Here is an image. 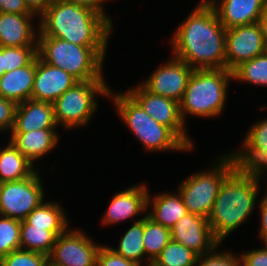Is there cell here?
Masks as SVG:
<instances>
[{
    "label": "cell",
    "mask_w": 267,
    "mask_h": 266,
    "mask_svg": "<svg viewBox=\"0 0 267 266\" xmlns=\"http://www.w3.org/2000/svg\"><path fill=\"white\" fill-rule=\"evenodd\" d=\"M30 162L9 140L5 147L0 146V183L19 181L36 171Z\"/></svg>",
    "instance_id": "cb8c5ba5"
},
{
    "label": "cell",
    "mask_w": 267,
    "mask_h": 266,
    "mask_svg": "<svg viewBox=\"0 0 267 266\" xmlns=\"http://www.w3.org/2000/svg\"><path fill=\"white\" fill-rule=\"evenodd\" d=\"M264 197L267 199V190H266V193L264 194Z\"/></svg>",
    "instance_id": "7dc6e473"
},
{
    "label": "cell",
    "mask_w": 267,
    "mask_h": 266,
    "mask_svg": "<svg viewBox=\"0 0 267 266\" xmlns=\"http://www.w3.org/2000/svg\"><path fill=\"white\" fill-rule=\"evenodd\" d=\"M118 92V93H117ZM109 90L116 114L146 151L190 152L191 149L168 127L159 124L126 92Z\"/></svg>",
    "instance_id": "5b68a950"
},
{
    "label": "cell",
    "mask_w": 267,
    "mask_h": 266,
    "mask_svg": "<svg viewBox=\"0 0 267 266\" xmlns=\"http://www.w3.org/2000/svg\"><path fill=\"white\" fill-rule=\"evenodd\" d=\"M264 53L266 44L258 22L226 29V69L233 72L242 63Z\"/></svg>",
    "instance_id": "7c38bea8"
},
{
    "label": "cell",
    "mask_w": 267,
    "mask_h": 266,
    "mask_svg": "<svg viewBox=\"0 0 267 266\" xmlns=\"http://www.w3.org/2000/svg\"><path fill=\"white\" fill-rule=\"evenodd\" d=\"M150 192L147 196V215L165 228L171 229L181 217L188 213L178 190L177 194L165 191L153 197Z\"/></svg>",
    "instance_id": "44dd1931"
},
{
    "label": "cell",
    "mask_w": 267,
    "mask_h": 266,
    "mask_svg": "<svg viewBox=\"0 0 267 266\" xmlns=\"http://www.w3.org/2000/svg\"><path fill=\"white\" fill-rule=\"evenodd\" d=\"M78 80L65 70L44 62L36 56V72L31 99L53 103Z\"/></svg>",
    "instance_id": "2e32d148"
},
{
    "label": "cell",
    "mask_w": 267,
    "mask_h": 266,
    "mask_svg": "<svg viewBox=\"0 0 267 266\" xmlns=\"http://www.w3.org/2000/svg\"><path fill=\"white\" fill-rule=\"evenodd\" d=\"M67 229L59 235L48 259L58 266H96L101 243L92 240L84 230Z\"/></svg>",
    "instance_id": "8fae6325"
},
{
    "label": "cell",
    "mask_w": 267,
    "mask_h": 266,
    "mask_svg": "<svg viewBox=\"0 0 267 266\" xmlns=\"http://www.w3.org/2000/svg\"><path fill=\"white\" fill-rule=\"evenodd\" d=\"M9 136V141L33 164L56 149L60 139L57 129L10 132Z\"/></svg>",
    "instance_id": "ffe728a7"
},
{
    "label": "cell",
    "mask_w": 267,
    "mask_h": 266,
    "mask_svg": "<svg viewBox=\"0 0 267 266\" xmlns=\"http://www.w3.org/2000/svg\"><path fill=\"white\" fill-rule=\"evenodd\" d=\"M170 230L172 240L184 245L198 256L208 254L221 245L215 239L208 219L198 214L187 213Z\"/></svg>",
    "instance_id": "5bb4252c"
},
{
    "label": "cell",
    "mask_w": 267,
    "mask_h": 266,
    "mask_svg": "<svg viewBox=\"0 0 267 266\" xmlns=\"http://www.w3.org/2000/svg\"><path fill=\"white\" fill-rule=\"evenodd\" d=\"M159 124L170 128L191 150L194 143L187 132L179 102L148 91L141 83L125 90Z\"/></svg>",
    "instance_id": "30bf717a"
},
{
    "label": "cell",
    "mask_w": 267,
    "mask_h": 266,
    "mask_svg": "<svg viewBox=\"0 0 267 266\" xmlns=\"http://www.w3.org/2000/svg\"><path fill=\"white\" fill-rule=\"evenodd\" d=\"M242 141L240 145L242 147L239 150L225 153L230 159L232 170L262 181L263 178L265 179L264 175H267L265 174L267 173V154L262 151L261 147L253 146L245 138Z\"/></svg>",
    "instance_id": "603a6c76"
},
{
    "label": "cell",
    "mask_w": 267,
    "mask_h": 266,
    "mask_svg": "<svg viewBox=\"0 0 267 266\" xmlns=\"http://www.w3.org/2000/svg\"><path fill=\"white\" fill-rule=\"evenodd\" d=\"M143 235L144 215L142 220L134 222V224L123 233L122 238L118 240L119 243L117 244V248H113L111 246L109 247L116 254L123 256L128 260L134 261L140 266H142V263L146 260L144 265L148 266L151 262L145 258L146 255L143 245Z\"/></svg>",
    "instance_id": "484cf974"
},
{
    "label": "cell",
    "mask_w": 267,
    "mask_h": 266,
    "mask_svg": "<svg viewBox=\"0 0 267 266\" xmlns=\"http://www.w3.org/2000/svg\"><path fill=\"white\" fill-rule=\"evenodd\" d=\"M172 239L171 230L144 216L143 245L146 258L152 263Z\"/></svg>",
    "instance_id": "83f0119b"
},
{
    "label": "cell",
    "mask_w": 267,
    "mask_h": 266,
    "mask_svg": "<svg viewBox=\"0 0 267 266\" xmlns=\"http://www.w3.org/2000/svg\"><path fill=\"white\" fill-rule=\"evenodd\" d=\"M5 73L4 46H0V77Z\"/></svg>",
    "instance_id": "ee69618b"
},
{
    "label": "cell",
    "mask_w": 267,
    "mask_h": 266,
    "mask_svg": "<svg viewBox=\"0 0 267 266\" xmlns=\"http://www.w3.org/2000/svg\"><path fill=\"white\" fill-rule=\"evenodd\" d=\"M1 266H44L48 256L23 249H17L0 259Z\"/></svg>",
    "instance_id": "836d02e7"
},
{
    "label": "cell",
    "mask_w": 267,
    "mask_h": 266,
    "mask_svg": "<svg viewBox=\"0 0 267 266\" xmlns=\"http://www.w3.org/2000/svg\"><path fill=\"white\" fill-rule=\"evenodd\" d=\"M233 80L242 83L267 87V53L239 65L233 71Z\"/></svg>",
    "instance_id": "f1b7e54d"
},
{
    "label": "cell",
    "mask_w": 267,
    "mask_h": 266,
    "mask_svg": "<svg viewBox=\"0 0 267 266\" xmlns=\"http://www.w3.org/2000/svg\"><path fill=\"white\" fill-rule=\"evenodd\" d=\"M219 247L220 245L212 252L198 256L195 266H242L240 254H235L231 250L221 251Z\"/></svg>",
    "instance_id": "d6a6232c"
},
{
    "label": "cell",
    "mask_w": 267,
    "mask_h": 266,
    "mask_svg": "<svg viewBox=\"0 0 267 266\" xmlns=\"http://www.w3.org/2000/svg\"><path fill=\"white\" fill-rule=\"evenodd\" d=\"M54 1L55 0H25V3L33 14L40 17Z\"/></svg>",
    "instance_id": "b9f144b4"
},
{
    "label": "cell",
    "mask_w": 267,
    "mask_h": 266,
    "mask_svg": "<svg viewBox=\"0 0 267 266\" xmlns=\"http://www.w3.org/2000/svg\"><path fill=\"white\" fill-rule=\"evenodd\" d=\"M245 139L255 147H261L267 154V118L260 119L248 129Z\"/></svg>",
    "instance_id": "d590c367"
},
{
    "label": "cell",
    "mask_w": 267,
    "mask_h": 266,
    "mask_svg": "<svg viewBox=\"0 0 267 266\" xmlns=\"http://www.w3.org/2000/svg\"><path fill=\"white\" fill-rule=\"evenodd\" d=\"M258 23L263 33L265 44L267 45V9L261 15Z\"/></svg>",
    "instance_id": "7bdbcfd3"
},
{
    "label": "cell",
    "mask_w": 267,
    "mask_h": 266,
    "mask_svg": "<svg viewBox=\"0 0 267 266\" xmlns=\"http://www.w3.org/2000/svg\"><path fill=\"white\" fill-rule=\"evenodd\" d=\"M25 220L34 227L53 231L57 236L70 228L64 208L56 201H43Z\"/></svg>",
    "instance_id": "d4e9b609"
},
{
    "label": "cell",
    "mask_w": 267,
    "mask_h": 266,
    "mask_svg": "<svg viewBox=\"0 0 267 266\" xmlns=\"http://www.w3.org/2000/svg\"><path fill=\"white\" fill-rule=\"evenodd\" d=\"M193 71L186 62L171 55L141 84L153 94L180 102Z\"/></svg>",
    "instance_id": "4fadbf2b"
},
{
    "label": "cell",
    "mask_w": 267,
    "mask_h": 266,
    "mask_svg": "<svg viewBox=\"0 0 267 266\" xmlns=\"http://www.w3.org/2000/svg\"><path fill=\"white\" fill-rule=\"evenodd\" d=\"M67 2H71V3H74L76 5H79V6H83V7H86V8H91L95 11H97L98 13L104 15L111 23H113L111 20V16H109L108 13H106V10H105V3L110 0H65Z\"/></svg>",
    "instance_id": "60d3db41"
},
{
    "label": "cell",
    "mask_w": 267,
    "mask_h": 266,
    "mask_svg": "<svg viewBox=\"0 0 267 266\" xmlns=\"http://www.w3.org/2000/svg\"><path fill=\"white\" fill-rule=\"evenodd\" d=\"M44 266H58V265H55L54 263H52V262L48 259Z\"/></svg>",
    "instance_id": "bcb514c9"
},
{
    "label": "cell",
    "mask_w": 267,
    "mask_h": 266,
    "mask_svg": "<svg viewBox=\"0 0 267 266\" xmlns=\"http://www.w3.org/2000/svg\"><path fill=\"white\" fill-rule=\"evenodd\" d=\"M198 255L184 245L170 240L151 263L153 266H195Z\"/></svg>",
    "instance_id": "f546056e"
},
{
    "label": "cell",
    "mask_w": 267,
    "mask_h": 266,
    "mask_svg": "<svg viewBox=\"0 0 267 266\" xmlns=\"http://www.w3.org/2000/svg\"><path fill=\"white\" fill-rule=\"evenodd\" d=\"M35 14H16L0 12V46L25 47L37 46L38 26L34 27Z\"/></svg>",
    "instance_id": "e0dca14e"
},
{
    "label": "cell",
    "mask_w": 267,
    "mask_h": 266,
    "mask_svg": "<svg viewBox=\"0 0 267 266\" xmlns=\"http://www.w3.org/2000/svg\"><path fill=\"white\" fill-rule=\"evenodd\" d=\"M226 29L257 23L266 10V0H217L211 5Z\"/></svg>",
    "instance_id": "ac0fdd59"
},
{
    "label": "cell",
    "mask_w": 267,
    "mask_h": 266,
    "mask_svg": "<svg viewBox=\"0 0 267 266\" xmlns=\"http://www.w3.org/2000/svg\"><path fill=\"white\" fill-rule=\"evenodd\" d=\"M96 266H140L136 262L128 260L123 256L116 254L107 245H101L97 253Z\"/></svg>",
    "instance_id": "e575fe53"
},
{
    "label": "cell",
    "mask_w": 267,
    "mask_h": 266,
    "mask_svg": "<svg viewBox=\"0 0 267 266\" xmlns=\"http://www.w3.org/2000/svg\"><path fill=\"white\" fill-rule=\"evenodd\" d=\"M171 38L172 55L196 69H226V28L212 6H195Z\"/></svg>",
    "instance_id": "6da1fadb"
},
{
    "label": "cell",
    "mask_w": 267,
    "mask_h": 266,
    "mask_svg": "<svg viewBox=\"0 0 267 266\" xmlns=\"http://www.w3.org/2000/svg\"><path fill=\"white\" fill-rule=\"evenodd\" d=\"M38 169L29 177L0 183V215L17 220L26 217L44 201L45 190Z\"/></svg>",
    "instance_id": "9c48e42d"
},
{
    "label": "cell",
    "mask_w": 267,
    "mask_h": 266,
    "mask_svg": "<svg viewBox=\"0 0 267 266\" xmlns=\"http://www.w3.org/2000/svg\"><path fill=\"white\" fill-rule=\"evenodd\" d=\"M17 104L0 96V133L10 134L15 118Z\"/></svg>",
    "instance_id": "8d00e7d4"
},
{
    "label": "cell",
    "mask_w": 267,
    "mask_h": 266,
    "mask_svg": "<svg viewBox=\"0 0 267 266\" xmlns=\"http://www.w3.org/2000/svg\"><path fill=\"white\" fill-rule=\"evenodd\" d=\"M109 90L105 80L76 82L52 103L57 125L68 131L89 125L99 106L96 96L107 98Z\"/></svg>",
    "instance_id": "52a82bcc"
},
{
    "label": "cell",
    "mask_w": 267,
    "mask_h": 266,
    "mask_svg": "<svg viewBox=\"0 0 267 266\" xmlns=\"http://www.w3.org/2000/svg\"><path fill=\"white\" fill-rule=\"evenodd\" d=\"M263 246L242 252V266H267V244Z\"/></svg>",
    "instance_id": "74e56055"
},
{
    "label": "cell",
    "mask_w": 267,
    "mask_h": 266,
    "mask_svg": "<svg viewBox=\"0 0 267 266\" xmlns=\"http://www.w3.org/2000/svg\"><path fill=\"white\" fill-rule=\"evenodd\" d=\"M219 156L208 170L194 172L177 187L188 213L209 217L219 188L232 171L230 159L225 154Z\"/></svg>",
    "instance_id": "ba28073f"
},
{
    "label": "cell",
    "mask_w": 267,
    "mask_h": 266,
    "mask_svg": "<svg viewBox=\"0 0 267 266\" xmlns=\"http://www.w3.org/2000/svg\"><path fill=\"white\" fill-rule=\"evenodd\" d=\"M36 72V57L26 66L0 77V96L16 104L31 99Z\"/></svg>",
    "instance_id": "7402d4cb"
},
{
    "label": "cell",
    "mask_w": 267,
    "mask_h": 266,
    "mask_svg": "<svg viewBox=\"0 0 267 266\" xmlns=\"http://www.w3.org/2000/svg\"><path fill=\"white\" fill-rule=\"evenodd\" d=\"M107 47H86L63 39L38 36L37 55L46 63L65 70L78 81L105 80L103 67Z\"/></svg>",
    "instance_id": "8992f818"
},
{
    "label": "cell",
    "mask_w": 267,
    "mask_h": 266,
    "mask_svg": "<svg viewBox=\"0 0 267 266\" xmlns=\"http://www.w3.org/2000/svg\"><path fill=\"white\" fill-rule=\"evenodd\" d=\"M21 221L0 215V259L20 249Z\"/></svg>",
    "instance_id": "4dcf8cb0"
},
{
    "label": "cell",
    "mask_w": 267,
    "mask_h": 266,
    "mask_svg": "<svg viewBox=\"0 0 267 266\" xmlns=\"http://www.w3.org/2000/svg\"><path fill=\"white\" fill-rule=\"evenodd\" d=\"M39 19V35L86 47H107L113 23L97 11L55 0Z\"/></svg>",
    "instance_id": "7a4b0ae2"
},
{
    "label": "cell",
    "mask_w": 267,
    "mask_h": 266,
    "mask_svg": "<svg viewBox=\"0 0 267 266\" xmlns=\"http://www.w3.org/2000/svg\"><path fill=\"white\" fill-rule=\"evenodd\" d=\"M37 56V46L5 47V73L28 65Z\"/></svg>",
    "instance_id": "1f68e13d"
},
{
    "label": "cell",
    "mask_w": 267,
    "mask_h": 266,
    "mask_svg": "<svg viewBox=\"0 0 267 266\" xmlns=\"http://www.w3.org/2000/svg\"><path fill=\"white\" fill-rule=\"evenodd\" d=\"M217 0H200L199 5H209L211 6L214 4Z\"/></svg>",
    "instance_id": "f6af8a7d"
},
{
    "label": "cell",
    "mask_w": 267,
    "mask_h": 266,
    "mask_svg": "<svg viewBox=\"0 0 267 266\" xmlns=\"http://www.w3.org/2000/svg\"><path fill=\"white\" fill-rule=\"evenodd\" d=\"M0 12L16 14H33L25 0H0Z\"/></svg>",
    "instance_id": "f35d334b"
},
{
    "label": "cell",
    "mask_w": 267,
    "mask_h": 266,
    "mask_svg": "<svg viewBox=\"0 0 267 266\" xmlns=\"http://www.w3.org/2000/svg\"><path fill=\"white\" fill-rule=\"evenodd\" d=\"M149 188L146 183L137 184L124 190L116 192L111 199L101 221L103 226L122 223L127 219L135 222L143 219H136V216L147 214V196ZM145 212V213H144Z\"/></svg>",
    "instance_id": "9a60e30c"
},
{
    "label": "cell",
    "mask_w": 267,
    "mask_h": 266,
    "mask_svg": "<svg viewBox=\"0 0 267 266\" xmlns=\"http://www.w3.org/2000/svg\"><path fill=\"white\" fill-rule=\"evenodd\" d=\"M230 81H233V72L228 69L194 70L179 102L184 123L188 115L204 119L222 115Z\"/></svg>",
    "instance_id": "277c9868"
},
{
    "label": "cell",
    "mask_w": 267,
    "mask_h": 266,
    "mask_svg": "<svg viewBox=\"0 0 267 266\" xmlns=\"http://www.w3.org/2000/svg\"><path fill=\"white\" fill-rule=\"evenodd\" d=\"M57 237L58 236L53 231L34 227L26 220L21 221L20 249L38 252L49 256Z\"/></svg>",
    "instance_id": "4316f807"
},
{
    "label": "cell",
    "mask_w": 267,
    "mask_h": 266,
    "mask_svg": "<svg viewBox=\"0 0 267 266\" xmlns=\"http://www.w3.org/2000/svg\"><path fill=\"white\" fill-rule=\"evenodd\" d=\"M260 213V228L257 231L261 243L267 244V199L263 196L257 204Z\"/></svg>",
    "instance_id": "ab89813d"
},
{
    "label": "cell",
    "mask_w": 267,
    "mask_h": 266,
    "mask_svg": "<svg viewBox=\"0 0 267 266\" xmlns=\"http://www.w3.org/2000/svg\"><path fill=\"white\" fill-rule=\"evenodd\" d=\"M260 183L262 184L260 179L238 174L233 170L222 182L207 218L215 239L221 245L257 208Z\"/></svg>",
    "instance_id": "3957f363"
},
{
    "label": "cell",
    "mask_w": 267,
    "mask_h": 266,
    "mask_svg": "<svg viewBox=\"0 0 267 266\" xmlns=\"http://www.w3.org/2000/svg\"><path fill=\"white\" fill-rule=\"evenodd\" d=\"M56 128H58V125L52 103L28 99L17 104L11 132Z\"/></svg>",
    "instance_id": "d6986e66"
}]
</instances>
